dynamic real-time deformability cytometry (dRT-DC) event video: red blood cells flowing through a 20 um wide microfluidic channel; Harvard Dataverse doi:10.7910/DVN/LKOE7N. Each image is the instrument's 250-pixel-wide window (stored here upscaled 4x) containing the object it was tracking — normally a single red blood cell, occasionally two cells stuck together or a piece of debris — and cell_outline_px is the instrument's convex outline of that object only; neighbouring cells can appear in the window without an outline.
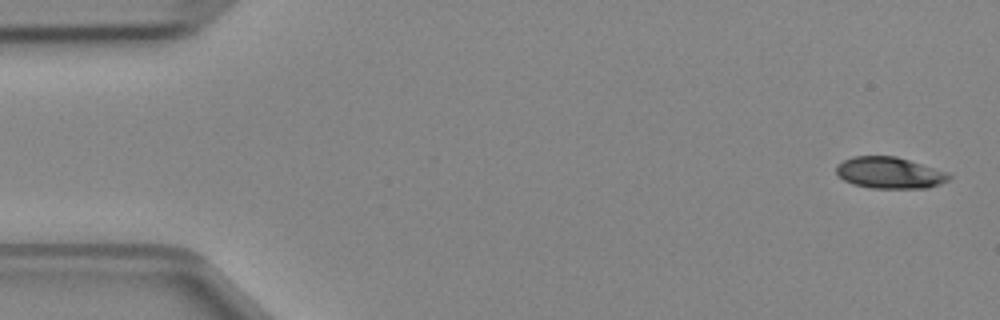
{"species": "Egyptian fruit bat (a non-hibernating species)", "species_latin": "Rousettus aegyptiacus", "temperature_condition": "cold", "stored_images_in_passage": 4, "camera_frame_rate_fps": 3000, "um_per_image_px": 0.085, "animal": {"sex": "female"}, "frame": {"image": 1, "passage_image": 1, "time_ms": 0.0, "image_size_px": [1000, 320], "cell_outline_px": [[952, 176], [948, 180], [940, 184], [928, 188], [872, 188], [856, 184], [844, 180], [836, 172], [836, 164], [852, 156], [896, 156], [948, 172]], "centroid_in_image_um": [75.63, 14.68], "position_along_channel_um": 9.4, "area_um2": 20.58}}
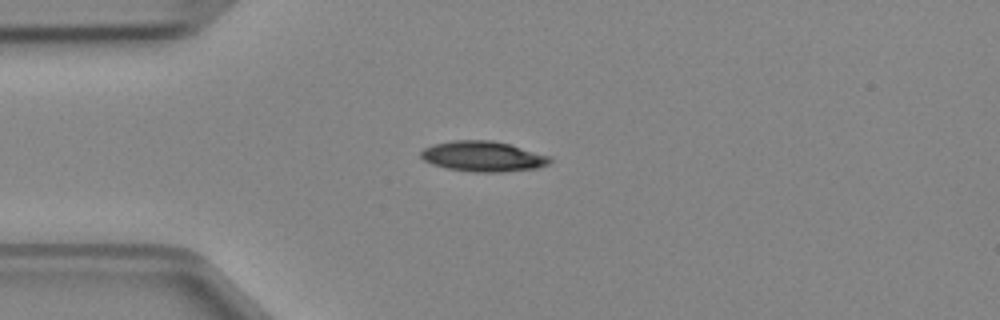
{"frame": {"image": 2, "passage_image": 4, "time_ms": 1.0, "image_size_px": [1000, 320], "cell_outline_px": [[552, 160], [548, 164], [536, 168], [500, 172], [476, 172], [448, 168], [432, 164], [424, 160], [420, 156], [420, 152], [424, 148], [432, 144], [452, 140], [492, 140], [508, 144], [552, 156]], "centroid_in_image_um": [41.05, 13.28], "position_along_channel_um": 43.9, "area_um2": 22.77}}